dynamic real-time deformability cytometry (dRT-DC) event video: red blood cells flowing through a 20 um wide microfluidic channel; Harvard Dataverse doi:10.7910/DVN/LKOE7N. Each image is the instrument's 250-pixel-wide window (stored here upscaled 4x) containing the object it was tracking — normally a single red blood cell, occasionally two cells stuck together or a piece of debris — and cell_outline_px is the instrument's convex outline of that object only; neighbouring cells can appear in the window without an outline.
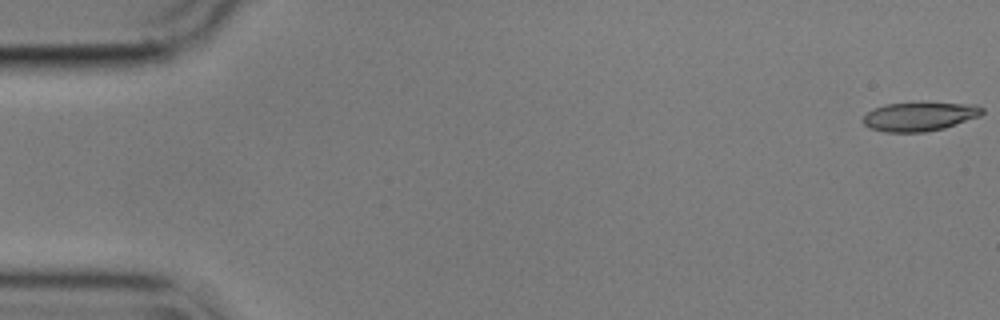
{"species": "common noctule bat (a hibernating species)", "species_latin": "Nyctalus noctula", "temperature_condition": "cold", "stored_images_in_passage": 56, "camera_frame_rate_fps": 3000, "um_per_image_px": 0.085, "animal": {"sex": "male", "body_mass_g": 17.9}, "frame": {"image": 1, "passage_image": 1, "time_ms": 0.0, "image_size_px": [1000, 320], "cell_outline_px": [[984, 112], [980, 116], [944, 128], [924, 132], [884, 132], [868, 128], [860, 120], [872, 108], [884, 104], [920, 100], [976, 104], [984, 108]], "centroid_in_image_um": [78.15, 9.85], "position_along_channel_um": 6.8, "area_um2": 21.15}}
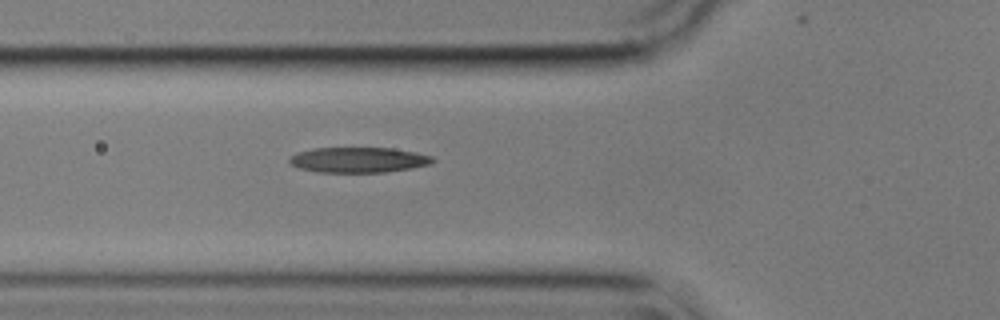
{"frame": {"image": 2, "passage_image": 20, "time_ms": 6.333, "image_size_px": [1000, 320], "cell_outline_px": [[436, 160], [432, 164], [412, 168], [384, 172], [316, 172], [300, 168], [292, 164], [288, 160], [296, 152], [312, 148], [392, 148], [416, 152], [432, 156]], "centroid_in_image_um": [30.5, 13.59], "position_along_channel_um": 95.3, "area_um2": 21.21}}
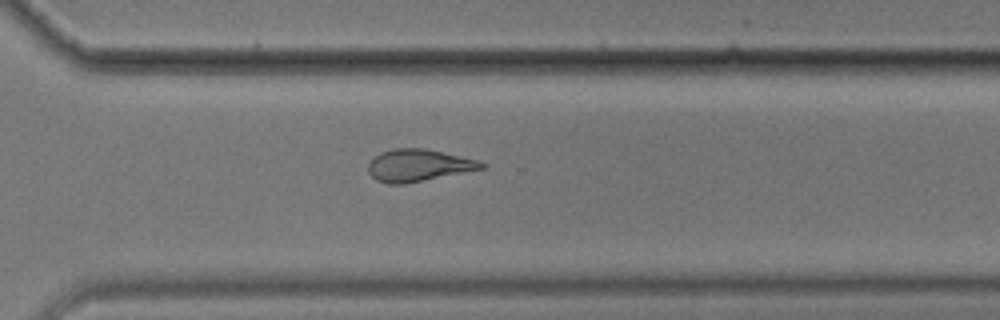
{"frame": {"image": 3, "passage_image": 40, "time_ms": 13.0, "image_size_px": [1000, 320], "cell_outline_px": [[484, 168], [404, 184], [388, 184], [376, 180], [368, 172], [368, 164], [380, 152], [396, 148], [424, 148], [480, 160], [484, 164]], "centroid_in_image_um": [35.54, 14.05], "position_along_channel_um": 335.1, "area_um2": 20.98}, "authors_computed_cell_mechanics": {"area_um2": 21.0392, "velocity_mm_per_s": 3.5958, "shape_relaxation_time_tau1_ms": null, "shape_relaxation_time_tau2_ms": 2.1461, "deformation_change_tau1": null, "deformation_change_tau2": 0.1171}}